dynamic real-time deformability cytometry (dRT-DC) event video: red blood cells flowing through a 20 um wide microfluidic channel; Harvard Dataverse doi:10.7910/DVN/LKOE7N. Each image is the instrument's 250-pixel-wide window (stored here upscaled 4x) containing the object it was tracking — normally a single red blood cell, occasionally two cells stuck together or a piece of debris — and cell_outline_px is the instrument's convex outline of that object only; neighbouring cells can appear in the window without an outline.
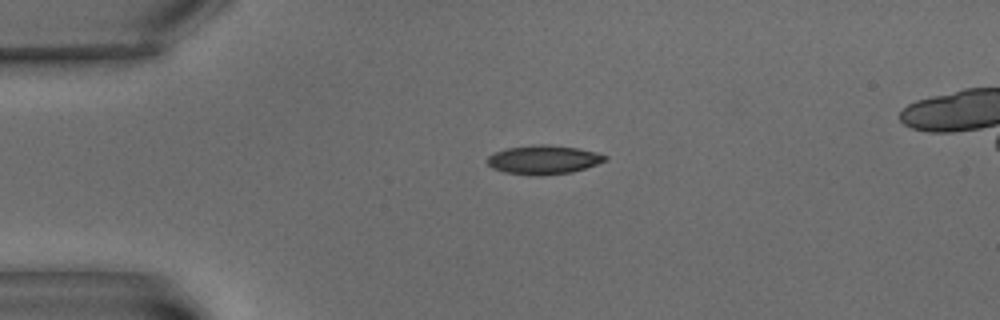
{"species": "common noctule bat (a hibernating species)", "species_latin": "Nyctalus noctula", "temperature_condition": "warm", "stored_images_in_passage": 4, "camera_frame_rate_fps": 3000, "um_per_image_px": 0.085, "animal": {"sex": "male", "body_mass_g": 15.6}, "frame": {"image": 1, "passage_image": 1, "time_ms": 0.0, "image_size_px": [1000, 320], "cell_outline_px": [[608, 160], [572, 172], [540, 176], [536, 176], [504, 172], [492, 168], [488, 164], [488, 156], [496, 152], [508, 148], [536, 144], [548, 144], [576, 148], [596, 152], [608, 156]], "centroid_in_image_um": [46.21, 13.58], "position_along_channel_um": 38.8, "area_um2": 19.77}}
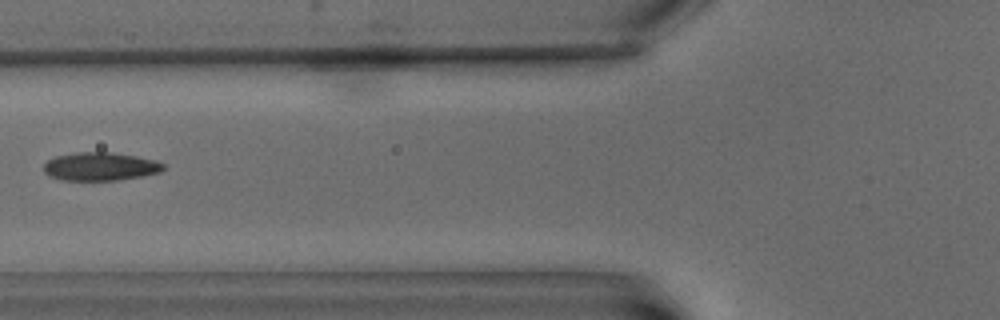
{"frame": {"image": 2, "passage_image": 4, "time_ms": 3.667, "image_size_px": [1000, 320], "cell_outline_px": [[164, 168], [160, 172], [144, 176], [116, 180], [60, 180], [48, 176], [44, 172], [44, 164], [48, 160], [56, 156], [76, 152], [112, 152], [136, 156], [156, 160], [164, 164]], "centroid_in_image_um": [8.52, 14.15], "position_along_channel_um": 117.3, "area_um2": 19.83}}